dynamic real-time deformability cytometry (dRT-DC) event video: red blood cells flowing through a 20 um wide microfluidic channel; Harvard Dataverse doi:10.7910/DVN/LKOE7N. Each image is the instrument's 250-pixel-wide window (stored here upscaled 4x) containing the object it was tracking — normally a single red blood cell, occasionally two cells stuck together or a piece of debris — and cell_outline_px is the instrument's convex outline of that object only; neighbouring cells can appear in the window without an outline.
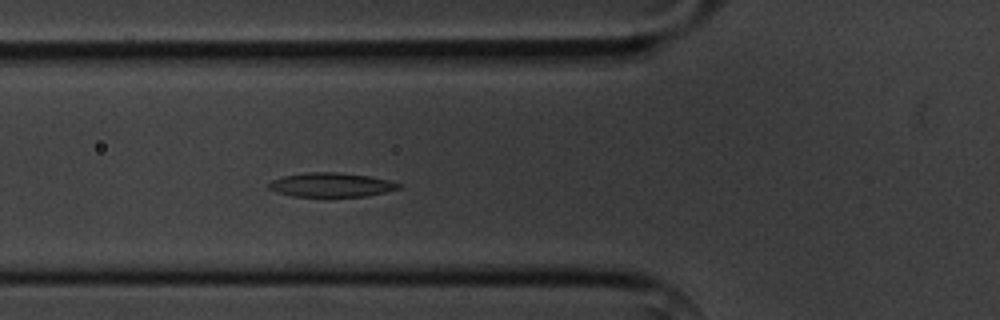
{"species": "common noctule bat (a hibernating species)", "species_latin": "Nyctalus noctula", "temperature_condition": "cold", "stored_images_in_passage": 5, "camera_frame_rate_fps": 3000, "um_per_image_px": 0.085, "animal": {"sex": "male", "body_mass_g": 20.1, "forearm_length_mm": 53.5}, "frame": {"image": 1, "passage_image": 5, "time_ms": 4.333, "image_size_px": [1000, 320], "cell_outline_px": [[400, 188], [384, 192], [364, 196], [292, 196], [276, 192], [268, 188], [268, 184], [272, 180], [284, 176], [308, 172], [336, 172], [368, 176], [388, 180], [400, 184]], "centroid_in_image_um": [28.11, 15.71], "position_along_channel_um": 97.7, "area_um2": 17.98}}